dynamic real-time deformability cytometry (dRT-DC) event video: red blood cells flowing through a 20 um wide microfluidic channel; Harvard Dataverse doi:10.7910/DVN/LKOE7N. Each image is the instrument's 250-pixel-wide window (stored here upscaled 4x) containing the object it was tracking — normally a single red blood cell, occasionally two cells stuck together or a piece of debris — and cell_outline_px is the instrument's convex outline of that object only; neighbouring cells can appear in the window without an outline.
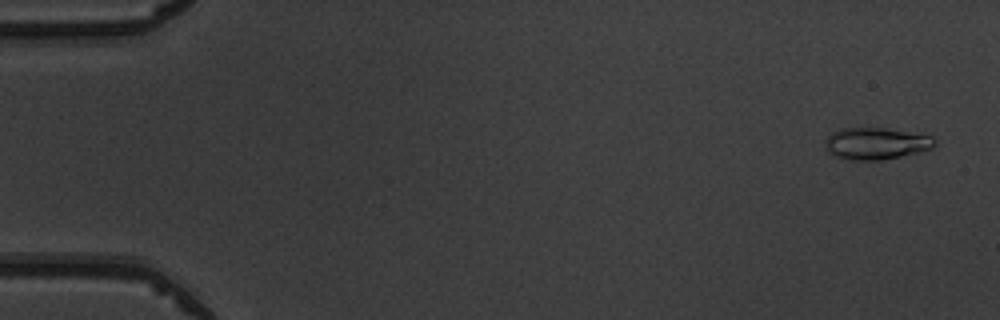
{"species": "common noctule bat (a hibernating species)", "species_latin": "Nyctalus noctula", "temperature_condition": "warm", "stored_images_in_passage": 13, "camera_frame_rate_fps": 3000, "um_per_image_px": 0.085, "animal": {"sex": "male", "body_mass_g": 19.5, "forearm_length_mm": 54.6}, "frame": {"image": 1, "passage_image": 1, "time_ms": 0.0, "image_size_px": [1000, 320], "cell_outline_px": [[936, 144], [932, 148], [920, 152], [880, 160], [848, 160], [832, 156], [828, 152], [824, 144], [824, 140], [832, 132], [840, 128], [884, 128], [932, 136], [936, 140]], "centroid_in_image_um": [74.42, 12.2], "position_along_channel_um": 10.6, "area_um2": 20.46}}